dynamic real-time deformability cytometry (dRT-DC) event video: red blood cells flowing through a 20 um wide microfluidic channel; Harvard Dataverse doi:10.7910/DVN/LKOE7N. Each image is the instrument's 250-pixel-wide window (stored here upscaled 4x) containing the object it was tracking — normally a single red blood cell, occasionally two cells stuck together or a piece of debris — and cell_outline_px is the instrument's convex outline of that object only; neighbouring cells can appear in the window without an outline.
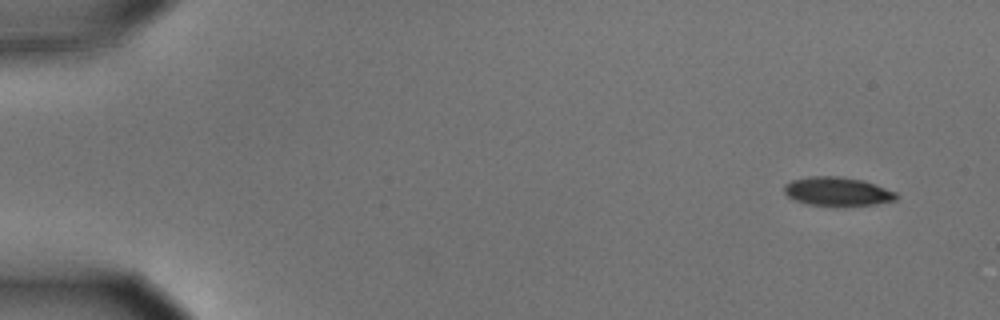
{"species": "common noctule bat (a hibernating species)", "species_latin": "Nyctalus noctula", "temperature_condition": "cold", "stored_images_in_passage": 5, "camera_frame_rate_fps": 3000, "um_per_image_px": 0.085, "animal": {"sex": "male", "body_mass_g": 15.6}, "frame": {"image": 1, "passage_image": 1, "time_ms": 0.0, "image_size_px": [1000, 320], "cell_outline_px": [[900, 196], [896, 200], [876, 204], [808, 204], [792, 200], [784, 192], [784, 184], [792, 180], [808, 176], [840, 176], [864, 180], [876, 184], [896, 192]], "centroid_in_image_um": [71.18, 16.24], "position_along_channel_um": 13.8, "area_um2": 18.61}}
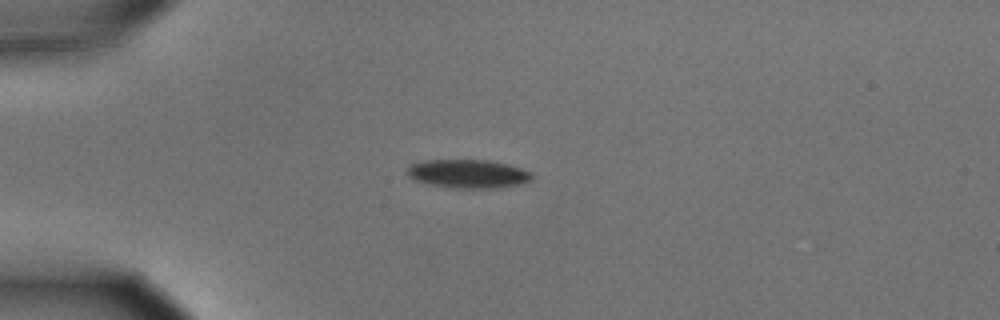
{"frame": {"image": 2, "passage_image": 4, "time_ms": 1.0, "image_size_px": [1000, 320], "cell_outline_px": [[532, 180], [520, 184], [500, 188], [452, 188], [432, 184], [416, 180], [408, 176], [408, 168], [412, 164], [424, 160], [488, 160], [508, 164], [532, 172]], "centroid_in_image_um": [39.83, 14.77], "position_along_channel_um": 45.2, "area_um2": 20.69}}